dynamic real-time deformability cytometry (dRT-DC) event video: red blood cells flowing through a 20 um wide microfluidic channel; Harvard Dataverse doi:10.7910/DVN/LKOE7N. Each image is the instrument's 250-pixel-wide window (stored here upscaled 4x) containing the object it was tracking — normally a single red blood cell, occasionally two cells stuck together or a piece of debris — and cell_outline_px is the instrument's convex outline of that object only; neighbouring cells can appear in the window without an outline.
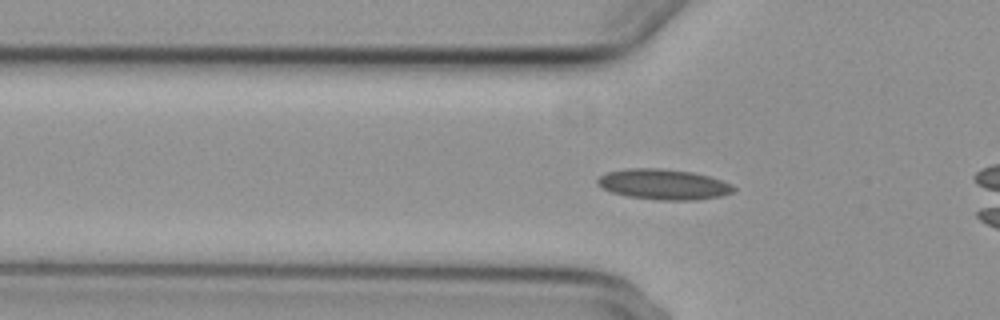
{"species": "common noctule bat (a hibernating species)", "species_latin": "Nyctalus noctula", "temperature_condition": "cold", "stored_images_in_passage": 38, "camera_frame_rate_fps": 3000, "um_per_image_px": 0.085, "animal": {"sex": "female", "body_mass_g": 29.2, "forearm_length_mm": 56.3}, "frame": {"image": 1, "passage_image": 8, "time_ms": 2.333, "image_size_px": [1000, 320], "cell_outline_px": [[736, 188], [732, 192], [720, 196], [696, 200], [656, 200], [628, 196], [612, 192], [596, 184], [596, 180], [604, 172], [624, 168], [660, 168], [692, 172], [708, 176], [732, 184]], "centroid_in_image_um": [56.36, 15.66], "position_along_channel_um": 69.4, "area_um2": 24.22}}
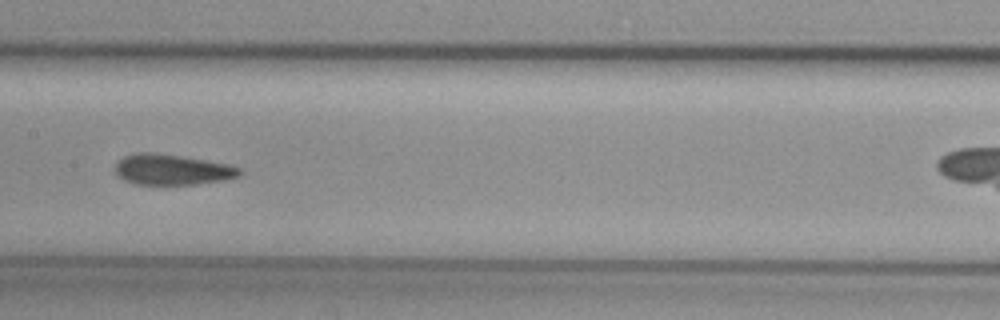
{"frame": {"image": 2, "passage_image": 18, "time_ms": 5.667, "image_size_px": [1000, 320], "cell_outline_px": [[244, 172], [236, 176], [224, 180], [196, 184], [132, 184], [116, 176], [116, 160], [124, 156], [136, 152], [152, 152], [180, 156], [232, 164], [240, 168]], "centroid_in_image_um": [14.6, 14.41], "position_along_channel_um": 192.8, "area_um2": 22.37}}
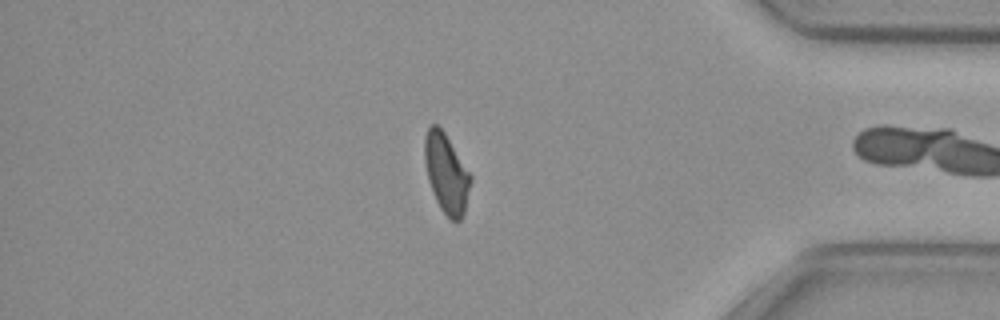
{"frame": {"image": 3, "passage_image": 37, "time_ms": 12.0, "image_size_px": [1000, 320], "cell_outline_px": [[472, 180], [464, 212], [460, 220], [452, 220], [440, 208], [432, 192], [428, 180], [424, 160], [424, 140], [428, 128], [432, 124], [436, 124], [444, 132], [472, 176]], "centroid_in_image_um": [37.93, 14.73], "position_along_channel_um": 397.3, "area_um2": 21.04}, "authors_computed_cell_mechanics": {"area_um2": 22.542, "velocity_mm_per_s": 3.7034, "shape_relaxation_time_tau1_ms": 11.1894, "shape_relaxation_time_tau2_ms": 3.5074, "deformation_change_tau1": 0.1888, "deformation_change_tau2": 0.0702}}